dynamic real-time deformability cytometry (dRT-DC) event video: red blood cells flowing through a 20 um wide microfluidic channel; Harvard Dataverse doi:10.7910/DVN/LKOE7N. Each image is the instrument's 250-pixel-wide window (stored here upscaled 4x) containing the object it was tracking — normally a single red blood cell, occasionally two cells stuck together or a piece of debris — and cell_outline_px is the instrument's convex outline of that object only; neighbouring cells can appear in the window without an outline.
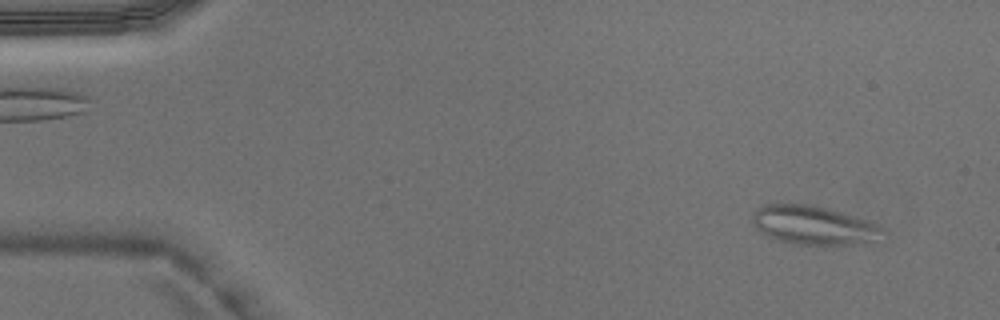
{"species": "Egyptian fruit bat (a non-hibernating species)", "species_latin": "Rousettus aegyptiacus", "temperature_condition": "warm", "stored_images_in_passage": 46, "camera_frame_rate_fps": 3000, "um_per_image_px": 0.085, "animal": {"sex": "male"}, "frame": {"image": 1, "passage_image": 3, "time_ms": 0.667, "image_size_px": [1000, 320], "cell_outline_px": [[880, 232], [872, 240], [852, 244], [792, 244], [772, 240], [756, 228], [752, 224], [752, 212], [764, 204], [808, 204], [840, 212], [864, 220], [880, 228]], "centroid_in_image_um": [68.95, 19.14], "position_along_channel_um": 16.0, "area_um2": 28.61}}
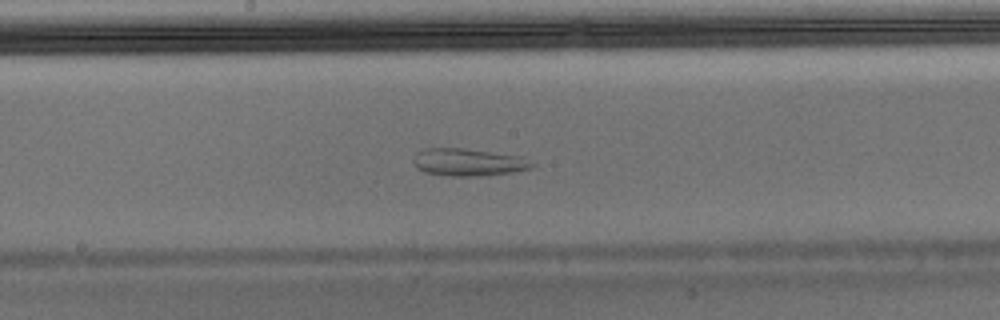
{"frame": {"image": 2, "passage_image": 24, "time_ms": 7.667, "image_size_px": [1000, 320], "cell_outline_px": [[536, 164], [532, 168], [512, 172], [476, 176], [452, 176], [424, 172], [416, 168], [412, 160], [416, 152], [424, 148], [464, 148], [520, 156]], "centroid_in_image_um": [39.76, 13.78], "position_along_channel_um": 208.4, "area_um2": 18.96}}
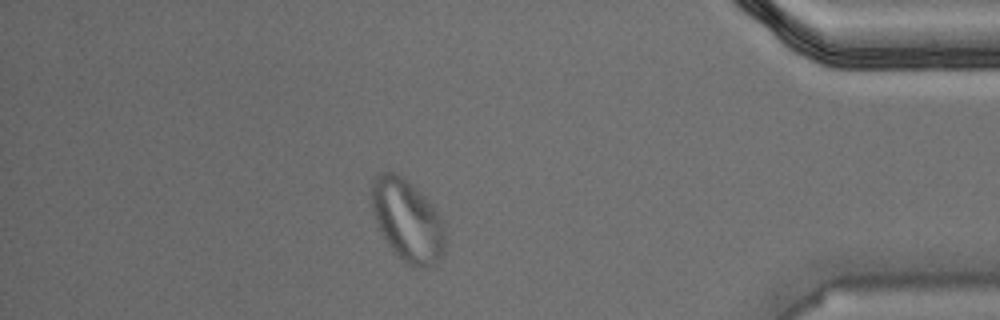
{"frame": {"image": 3, "passage_image": 40, "time_ms": 13.0, "image_size_px": [1000, 320], "cell_outline_px": [[448, 240], [444, 252], [432, 264], [424, 268], [416, 268], [404, 260], [388, 244], [372, 212], [372, 180], [380, 172], [392, 172], [400, 176], [424, 196], [432, 204], [440, 216]], "centroid_in_image_um": [34.66, 18.74], "position_along_channel_um": 400.5, "area_um2": 34.45}}